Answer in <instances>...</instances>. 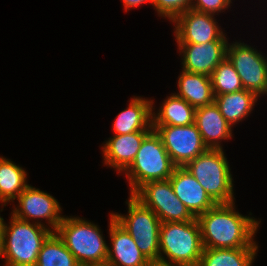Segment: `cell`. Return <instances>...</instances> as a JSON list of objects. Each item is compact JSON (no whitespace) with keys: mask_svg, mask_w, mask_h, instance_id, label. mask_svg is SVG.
<instances>
[{"mask_svg":"<svg viewBox=\"0 0 267 266\" xmlns=\"http://www.w3.org/2000/svg\"><path fill=\"white\" fill-rule=\"evenodd\" d=\"M235 203L216 204L196 217L204 249L258 247L254 235L260 222L235 210Z\"/></svg>","mask_w":267,"mask_h":266,"instance_id":"6da1fadb","label":"cell"},{"mask_svg":"<svg viewBox=\"0 0 267 266\" xmlns=\"http://www.w3.org/2000/svg\"><path fill=\"white\" fill-rule=\"evenodd\" d=\"M128 215L113 213L115 220L135 240L141 253L148 259H159L160 227L158 216L133 195H129Z\"/></svg>","mask_w":267,"mask_h":266,"instance_id":"52a82bcc","label":"cell"},{"mask_svg":"<svg viewBox=\"0 0 267 266\" xmlns=\"http://www.w3.org/2000/svg\"><path fill=\"white\" fill-rule=\"evenodd\" d=\"M161 137L163 146L177 167L208 150L195 123L188 126H152Z\"/></svg>","mask_w":267,"mask_h":266,"instance_id":"30bf717a","label":"cell"},{"mask_svg":"<svg viewBox=\"0 0 267 266\" xmlns=\"http://www.w3.org/2000/svg\"><path fill=\"white\" fill-rule=\"evenodd\" d=\"M258 247L204 249L199 266H252Z\"/></svg>","mask_w":267,"mask_h":266,"instance_id":"603a6c76","label":"cell"},{"mask_svg":"<svg viewBox=\"0 0 267 266\" xmlns=\"http://www.w3.org/2000/svg\"><path fill=\"white\" fill-rule=\"evenodd\" d=\"M192 0H153V7L161 17L173 21L177 16L192 8Z\"/></svg>","mask_w":267,"mask_h":266,"instance_id":"484cf974","label":"cell"},{"mask_svg":"<svg viewBox=\"0 0 267 266\" xmlns=\"http://www.w3.org/2000/svg\"><path fill=\"white\" fill-rule=\"evenodd\" d=\"M133 196L144 206L150 208L161 222H183L196 219L176 197L169 179L145 183Z\"/></svg>","mask_w":267,"mask_h":266,"instance_id":"ba28073f","label":"cell"},{"mask_svg":"<svg viewBox=\"0 0 267 266\" xmlns=\"http://www.w3.org/2000/svg\"><path fill=\"white\" fill-rule=\"evenodd\" d=\"M210 77L214 96L244 89L241 78L227 57L214 69Z\"/></svg>","mask_w":267,"mask_h":266,"instance_id":"d4e9b609","label":"cell"},{"mask_svg":"<svg viewBox=\"0 0 267 266\" xmlns=\"http://www.w3.org/2000/svg\"><path fill=\"white\" fill-rule=\"evenodd\" d=\"M177 166L152 130L142 141L132 164L123 172L130 184V195L150 181L168 180Z\"/></svg>","mask_w":267,"mask_h":266,"instance_id":"277c9868","label":"cell"},{"mask_svg":"<svg viewBox=\"0 0 267 266\" xmlns=\"http://www.w3.org/2000/svg\"><path fill=\"white\" fill-rule=\"evenodd\" d=\"M228 41H210L201 44H177L182 58V69L190 73L211 76L226 58ZM182 53V54H181Z\"/></svg>","mask_w":267,"mask_h":266,"instance_id":"4fadbf2b","label":"cell"},{"mask_svg":"<svg viewBox=\"0 0 267 266\" xmlns=\"http://www.w3.org/2000/svg\"><path fill=\"white\" fill-rule=\"evenodd\" d=\"M226 57L233 64L245 90L267 95V57L244 42L227 44Z\"/></svg>","mask_w":267,"mask_h":266,"instance_id":"9c48e42d","label":"cell"},{"mask_svg":"<svg viewBox=\"0 0 267 266\" xmlns=\"http://www.w3.org/2000/svg\"><path fill=\"white\" fill-rule=\"evenodd\" d=\"M0 258H3V245H2V238H0Z\"/></svg>","mask_w":267,"mask_h":266,"instance_id":"4dcf8cb0","label":"cell"},{"mask_svg":"<svg viewBox=\"0 0 267 266\" xmlns=\"http://www.w3.org/2000/svg\"><path fill=\"white\" fill-rule=\"evenodd\" d=\"M16 199L18 207L14 206L15 208L11 212L14 217L28 222L38 219L34 222L43 226L46 225L41 221L45 219L49 229H52L53 232L56 231L63 215H61L62 209L59 202L52 195L28 185Z\"/></svg>","mask_w":267,"mask_h":266,"instance_id":"8fae6325","label":"cell"},{"mask_svg":"<svg viewBox=\"0 0 267 266\" xmlns=\"http://www.w3.org/2000/svg\"><path fill=\"white\" fill-rule=\"evenodd\" d=\"M177 266H199V264H196V265H177Z\"/></svg>","mask_w":267,"mask_h":266,"instance_id":"d6a6232c","label":"cell"},{"mask_svg":"<svg viewBox=\"0 0 267 266\" xmlns=\"http://www.w3.org/2000/svg\"><path fill=\"white\" fill-rule=\"evenodd\" d=\"M196 108L173 93L163 101L157 113L152 112V126H188L195 123Z\"/></svg>","mask_w":267,"mask_h":266,"instance_id":"ffe728a7","label":"cell"},{"mask_svg":"<svg viewBox=\"0 0 267 266\" xmlns=\"http://www.w3.org/2000/svg\"><path fill=\"white\" fill-rule=\"evenodd\" d=\"M69 217L63 216L55 232L79 265L106 264L109 246L98 225L79 217Z\"/></svg>","mask_w":267,"mask_h":266,"instance_id":"7a4b0ae2","label":"cell"},{"mask_svg":"<svg viewBox=\"0 0 267 266\" xmlns=\"http://www.w3.org/2000/svg\"><path fill=\"white\" fill-rule=\"evenodd\" d=\"M35 266L80 265L56 232H52L44 241Z\"/></svg>","mask_w":267,"mask_h":266,"instance_id":"cb8c5ba5","label":"cell"},{"mask_svg":"<svg viewBox=\"0 0 267 266\" xmlns=\"http://www.w3.org/2000/svg\"><path fill=\"white\" fill-rule=\"evenodd\" d=\"M150 132L137 131L110 137L102 146L104 164L118 173L124 172L132 164L142 141Z\"/></svg>","mask_w":267,"mask_h":266,"instance_id":"2e32d148","label":"cell"},{"mask_svg":"<svg viewBox=\"0 0 267 266\" xmlns=\"http://www.w3.org/2000/svg\"><path fill=\"white\" fill-rule=\"evenodd\" d=\"M129 102L127 109L121 111L114 120L113 133L123 135L137 131H152L153 100L138 96Z\"/></svg>","mask_w":267,"mask_h":266,"instance_id":"ac0fdd59","label":"cell"},{"mask_svg":"<svg viewBox=\"0 0 267 266\" xmlns=\"http://www.w3.org/2000/svg\"><path fill=\"white\" fill-rule=\"evenodd\" d=\"M4 219L0 216V238H2L3 232H4Z\"/></svg>","mask_w":267,"mask_h":266,"instance_id":"f546056e","label":"cell"},{"mask_svg":"<svg viewBox=\"0 0 267 266\" xmlns=\"http://www.w3.org/2000/svg\"><path fill=\"white\" fill-rule=\"evenodd\" d=\"M124 9L127 12L131 8L139 7L141 4L150 3L153 5V0H122Z\"/></svg>","mask_w":267,"mask_h":266,"instance_id":"83f0119b","label":"cell"},{"mask_svg":"<svg viewBox=\"0 0 267 266\" xmlns=\"http://www.w3.org/2000/svg\"><path fill=\"white\" fill-rule=\"evenodd\" d=\"M184 167L216 204L234 202L233 178L223 149H208Z\"/></svg>","mask_w":267,"mask_h":266,"instance_id":"5b68a950","label":"cell"},{"mask_svg":"<svg viewBox=\"0 0 267 266\" xmlns=\"http://www.w3.org/2000/svg\"><path fill=\"white\" fill-rule=\"evenodd\" d=\"M257 100L258 96L256 94L245 89L214 96V102L218 106L221 115L231 127L248 117Z\"/></svg>","mask_w":267,"mask_h":266,"instance_id":"44dd1931","label":"cell"},{"mask_svg":"<svg viewBox=\"0 0 267 266\" xmlns=\"http://www.w3.org/2000/svg\"><path fill=\"white\" fill-rule=\"evenodd\" d=\"M192 8L195 11L216 15L228 9L232 0H192Z\"/></svg>","mask_w":267,"mask_h":266,"instance_id":"4316f807","label":"cell"},{"mask_svg":"<svg viewBox=\"0 0 267 266\" xmlns=\"http://www.w3.org/2000/svg\"><path fill=\"white\" fill-rule=\"evenodd\" d=\"M109 236L106 263L110 266H146L148 259L141 253L131 235L110 214Z\"/></svg>","mask_w":267,"mask_h":266,"instance_id":"5bb4252c","label":"cell"},{"mask_svg":"<svg viewBox=\"0 0 267 266\" xmlns=\"http://www.w3.org/2000/svg\"><path fill=\"white\" fill-rule=\"evenodd\" d=\"M178 44H201L210 41H227L213 14L189 9L173 21ZM221 29V30H220Z\"/></svg>","mask_w":267,"mask_h":266,"instance_id":"7c38bea8","label":"cell"},{"mask_svg":"<svg viewBox=\"0 0 267 266\" xmlns=\"http://www.w3.org/2000/svg\"><path fill=\"white\" fill-rule=\"evenodd\" d=\"M203 250L196 219L161 223L159 259L178 265H196L200 262Z\"/></svg>","mask_w":267,"mask_h":266,"instance_id":"8992f818","label":"cell"},{"mask_svg":"<svg viewBox=\"0 0 267 266\" xmlns=\"http://www.w3.org/2000/svg\"><path fill=\"white\" fill-rule=\"evenodd\" d=\"M25 170L13 161L0 156V201L1 206L14 200L29 185ZM4 203V204H3Z\"/></svg>","mask_w":267,"mask_h":266,"instance_id":"7402d4cb","label":"cell"},{"mask_svg":"<svg viewBox=\"0 0 267 266\" xmlns=\"http://www.w3.org/2000/svg\"><path fill=\"white\" fill-rule=\"evenodd\" d=\"M90 266H110L107 263L106 264H100V265H90Z\"/></svg>","mask_w":267,"mask_h":266,"instance_id":"1f68e13d","label":"cell"},{"mask_svg":"<svg viewBox=\"0 0 267 266\" xmlns=\"http://www.w3.org/2000/svg\"><path fill=\"white\" fill-rule=\"evenodd\" d=\"M52 232L47 226L12 215L2 235L3 266H35L40 249Z\"/></svg>","mask_w":267,"mask_h":266,"instance_id":"3957f363","label":"cell"},{"mask_svg":"<svg viewBox=\"0 0 267 266\" xmlns=\"http://www.w3.org/2000/svg\"><path fill=\"white\" fill-rule=\"evenodd\" d=\"M169 180L176 197L195 217L216 205L185 167H176Z\"/></svg>","mask_w":267,"mask_h":266,"instance_id":"9a60e30c","label":"cell"},{"mask_svg":"<svg viewBox=\"0 0 267 266\" xmlns=\"http://www.w3.org/2000/svg\"><path fill=\"white\" fill-rule=\"evenodd\" d=\"M177 265L178 264L167 262L161 259H153V260H148L146 266H177Z\"/></svg>","mask_w":267,"mask_h":266,"instance_id":"f1b7e54d","label":"cell"},{"mask_svg":"<svg viewBox=\"0 0 267 266\" xmlns=\"http://www.w3.org/2000/svg\"><path fill=\"white\" fill-rule=\"evenodd\" d=\"M195 124L208 149H223L220 142L233 137L232 127L221 115L215 102L196 108Z\"/></svg>","mask_w":267,"mask_h":266,"instance_id":"e0dca14e","label":"cell"},{"mask_svg":"<svg viewBox=\"0 0 267 266\" xmlns=\"http://www.w3.org/2000/svg\"><path fill=\"white\" fill-rule=\"evenodd\" d=\"M177 96L191 106L198 108L214 102L211 77L205 74L190 73L182 70L178 76Z\"/></svg>","mask_w":267,"mask_h":266,"instance_id":"d6986e66","label":"cell"}]
</instances>
